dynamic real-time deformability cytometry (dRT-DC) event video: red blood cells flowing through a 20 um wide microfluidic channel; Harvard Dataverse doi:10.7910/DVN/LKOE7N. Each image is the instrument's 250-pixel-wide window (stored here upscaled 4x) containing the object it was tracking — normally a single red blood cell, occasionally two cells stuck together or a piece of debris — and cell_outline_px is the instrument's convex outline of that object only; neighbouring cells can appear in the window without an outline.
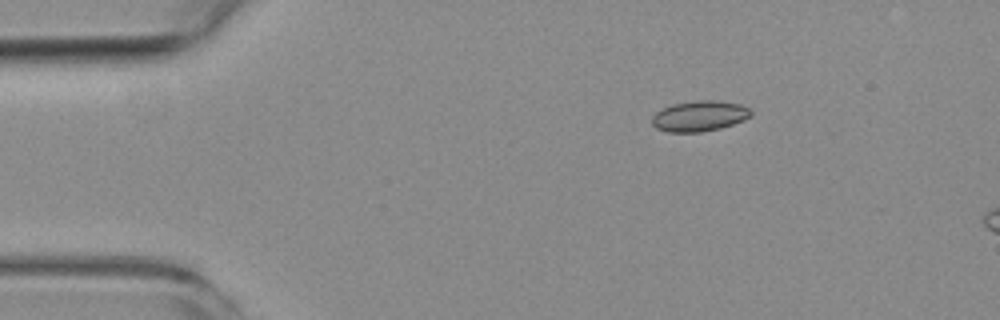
{"species": "common noctule bat (a hibernating species)", "species_latin": "Nyctalus noctula", "temperature_condition": "room temperature", "stored_images_in_passage": 3, "camera_frame_rate_fps": 3000, "um_per_image_px": 0.085, "animal": {"sex": "female", "body_mass_g": 19.3, "forearm_length_mm": 54.1}, "frame": {"image": 1, "passage_image": 1, "time_ms": 0.0, "image_size_px": [1000, 320], "cell_outline_px": [[752, 116], [744, 120], [720, 128], [700, 132], [668, 132], [656, 128], [652, 124], [652, 116], [656, 112], [672, 104], [700, 100], [712, 100], [740, 104], [748, 108], [752, 112]], "centroid_in_image_um": [59.45, 9.87], "position_along_channel_um": 25.6, "area_um2": 17.51}}